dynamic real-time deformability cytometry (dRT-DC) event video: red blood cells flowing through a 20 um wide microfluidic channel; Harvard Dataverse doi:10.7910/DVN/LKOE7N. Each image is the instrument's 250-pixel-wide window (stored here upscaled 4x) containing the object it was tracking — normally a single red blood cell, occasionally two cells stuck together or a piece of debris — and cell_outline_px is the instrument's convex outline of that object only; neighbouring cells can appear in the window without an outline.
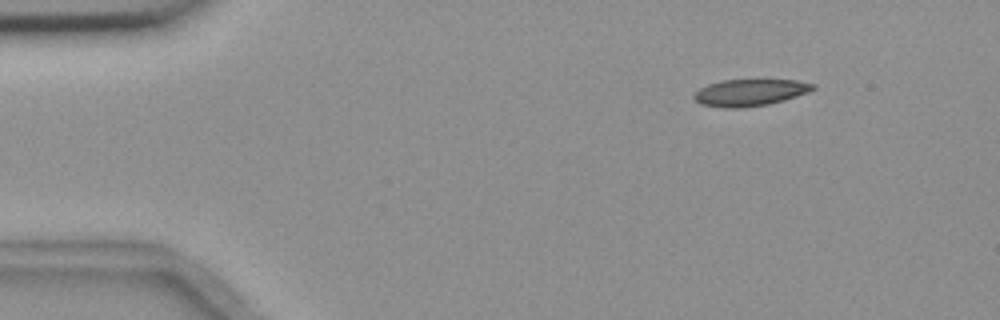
{"species": "common noctule bat (a hibernating species)", "species_latin": "Nyctalus noctula", "temperature_condition": "room temperature", "stored_images_in_passage": 5, "camera_frame_rate_fps": 3000, "um_per_image_px": 0.085, "animal": {"sex": "female", "body_mass_g": 18.4}, "frame": {"image": 1, "passage_image": 1, "time_ms": 0.0, "image_size_px": [1000, 320], "cell_outline_px": [[816, 88], [808, 92], [784, 100], [768, 104], [740, 108], [724, 108], [700, 104], [692, 96], [700, 88], [708, 84], [720, 80], [796, 80], [816, 84]], "centroid_in_image_um": [63.74, 7.86], "position_along_channel_um": 21.3, "area_um2": 18.55}}